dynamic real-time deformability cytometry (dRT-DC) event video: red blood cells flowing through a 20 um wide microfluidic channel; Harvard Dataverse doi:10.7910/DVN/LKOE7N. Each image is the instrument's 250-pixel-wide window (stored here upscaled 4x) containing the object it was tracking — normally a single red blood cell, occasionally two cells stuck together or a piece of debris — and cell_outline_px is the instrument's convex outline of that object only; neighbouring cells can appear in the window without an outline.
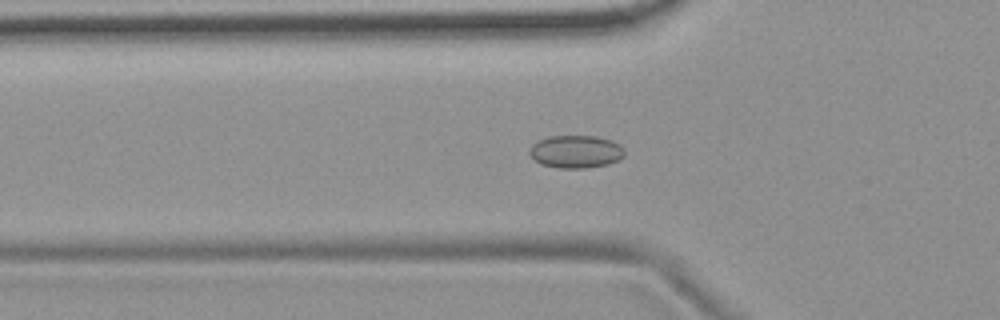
{"species": "common noctule bat (a hibernating species)", "species_latin": "Nyctalus noctula", "temperature_condition": "room temperature", "stored_images_in_passage": 46, "camera_frame_rate_fps": 3000, "um_per_image_px": 0.085, "animal": {"sex": "female", "body_mass_g": 19.9}, "frame": {"image": 1, "passage_image": 9, "time_ms": 2.667, "image_size_px": [1000, 320], "cell_outline_px": [[624, 156], [620, 160], [608, 164], [584, 168], [560, 168], [540, 164], [528, 152], [532, 144], [536, 140], [548, 136], [596, 136], [620, 144], [624, 148]], "centroid_in_image_um": [48.94, 12.88], "position_along_channel_um": 76.9, "area_um2": 18.21}}
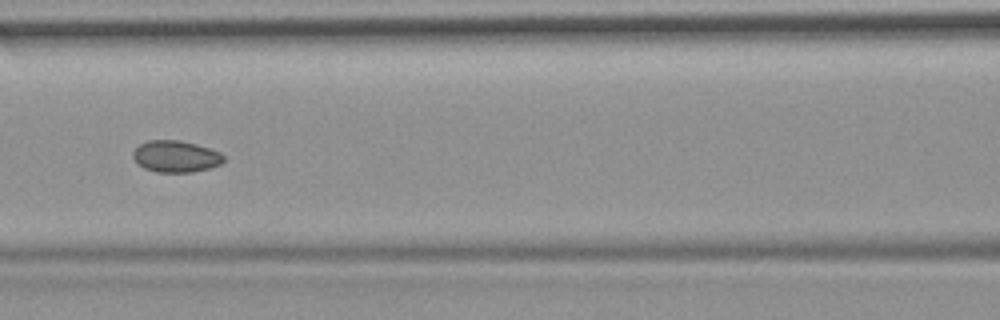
{"frame": {"image": 2, "passage_image": 15, "time_ms": 4.667, "image_size_px": [1000, 320], "cell_outline_px": [[224, 160], [220, 164], [208, 168], [192, 172], [156, 172], [144, 168], [132, 156], [132, 152], [140, 144], [148, 140], [180, 140], [196, 144], [220, 152], [224, 156]], "centroid_in_image_um": [14.94, 13.29], "position_along_channel_um": 151.7, "area_um2": 16.59}}
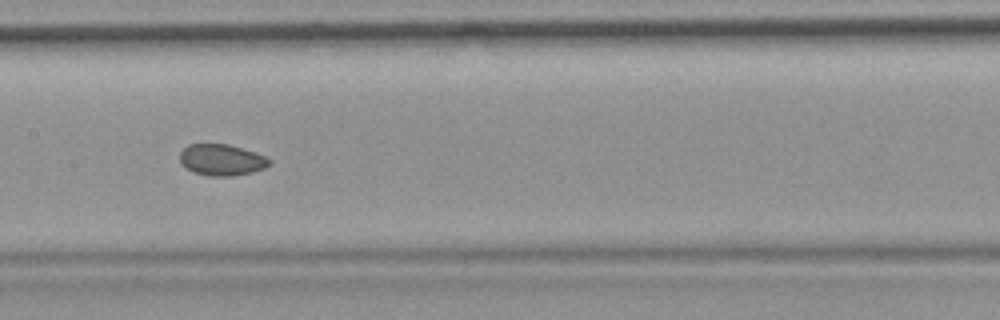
{"frame": {"image": 3, "passage_image": 18, "time_ms": 5.667, "image_size_px": [1000, 320], "cell_outline_px": [[272, 160], [264, 168], [252, 172], [232, 176], [208, 176], [184, 168], [180, 164], [180, 152], [188, 144], [228, 144], [256, 152]], "centroid_in_image_um": [18.81, 13.59], "position_along_channel_um": 188.6, "area_um2": 16.36}, "authors_computed_cell_mechanics": {"area_um2": 16.762, "velocity_mm_per_s": 3.7251, "shape_relaxation_time_tau1_ms": null, "shape_relaxation_time_tau2_ms": 2.8247, "deformation_change_tau1": null, "deformation_change_tau2": 0.0427}}